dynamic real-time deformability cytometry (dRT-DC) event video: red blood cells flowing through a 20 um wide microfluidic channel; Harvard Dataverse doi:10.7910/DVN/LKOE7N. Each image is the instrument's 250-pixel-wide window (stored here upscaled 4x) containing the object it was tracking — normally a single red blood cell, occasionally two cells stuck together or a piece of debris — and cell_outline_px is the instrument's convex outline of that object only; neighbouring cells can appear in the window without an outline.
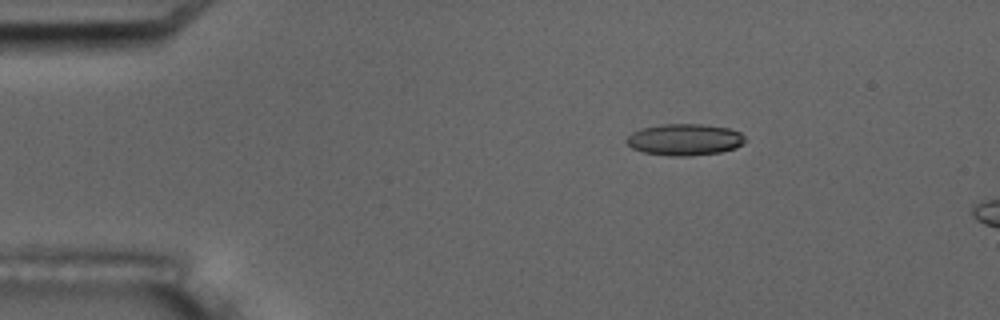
{"species": "common noctule bat (a hibernating species)", "species_latin": "Nyctalus noctula", "temperature_condition": "room temperature", "stored_images_in_passage": 5, "camera_frame_rate_fps": 3000, "um_per_image_px": 0.085, "animal": {"sex": "male", "body_mass_g": 17.5, "forearm_length_mm": 52.3}, "frame": {"image": 1, "passage_image": 3, "time_ms": 2.333, "image_size_px": [1000, 320], "cell_outline_px": [[748, 140], [744, 144], [736, 148], [720, 152], [688, 156], [668, 156], [644, 152], [632, 148], [624, 140], [632, 132], [640, 128], [664, 124], [704, 124], [728, 128], [740, 132]], "centroid_in_image_um": [58.21, 11.86], "position_along_channel_um": 26.8, "area_um2": 22.02}}